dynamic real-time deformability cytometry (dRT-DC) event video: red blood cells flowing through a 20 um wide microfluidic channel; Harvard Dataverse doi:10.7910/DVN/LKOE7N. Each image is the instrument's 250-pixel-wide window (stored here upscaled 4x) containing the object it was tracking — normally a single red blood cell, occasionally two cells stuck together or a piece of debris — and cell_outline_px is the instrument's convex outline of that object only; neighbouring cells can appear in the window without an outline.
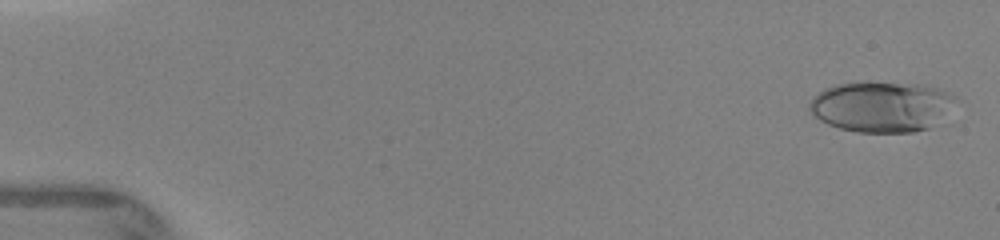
{"species": "human", "species_latin": "Homo sapiens", "temperature_condition": "warm", "stored_images_in_passage": 6, "camera_frame_rate_fps": 3000, "um_per_image_px": 0.085, "donor": {"sex": "female"}, "frame": {"image": 1, "passage_image": 1, "time_ms": 0.0, "image_size_px": [1000, 240], "cell_outline_px": [[956, 100], [928, 128], [912, 132], [856, 132], [840, 128], [828, 124], [820, 120], [808, 108], [808, 104], [812, 96], [824, 88], [832, 84], [896, 84], [940, 88], [956, 96]], "centroid_in_image_um": [74.82, 9.08], "position_along_channel_um": 10.2, "area_um2": 41.73}}
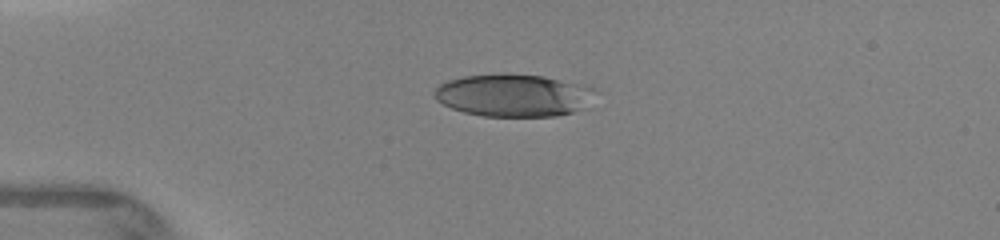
{"frame": {"image": 2, "passage_image": 4, "time_ms": 3.333, "image_size_px": [1000, 240], "cell_outline_px": [[576, 108], [572, 112], [556, 116], [484, 116], [464, 112], [452, 108], [436, 100], [436, 88], [440, 84], [448, 80], [464, 76], [504, 72], [544, 76], [572, 84]], "centroid_in_image_um": [43.16, 8.09], "position_along_channel_um": 41.8, "area_um2": 36.76}}